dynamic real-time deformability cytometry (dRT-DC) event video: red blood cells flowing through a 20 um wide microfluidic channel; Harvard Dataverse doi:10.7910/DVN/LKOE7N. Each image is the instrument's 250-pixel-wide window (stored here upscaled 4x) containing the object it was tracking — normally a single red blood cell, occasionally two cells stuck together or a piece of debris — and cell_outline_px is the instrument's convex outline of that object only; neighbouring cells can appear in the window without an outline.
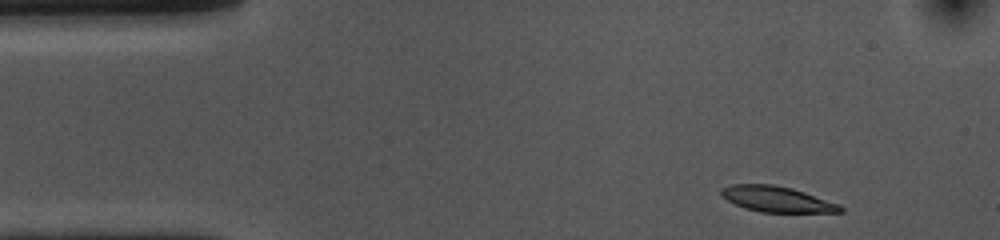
{"species": "common noctule bat (a hibernating species)", "species_latin": "Nyctalus noctula", "temperature_condition": "cold", "stored_images_in_passage": 45, "camera_frame_rate_fps": 3000, "um_per_image_px": 0.085, "animal": {"sex": "female", "body_mass_g": 10.0, "forearm_length_mm": 53.1}, "frame": {"image": 1, "passage_image": 1, "time_ms": 0.0, "image_size_px": [1000, 240], "cell_outline_px": [[844, 212], [760, 212], [744, 208], [720, 196], [720, 188], [732, 184], [772, 184], [792, 188], [840, 204], [844, 208]], "centroid_in_image_um": [66.02, 16.92], "position_along_channel_um": 19.0, "area_um2": 17.86}}
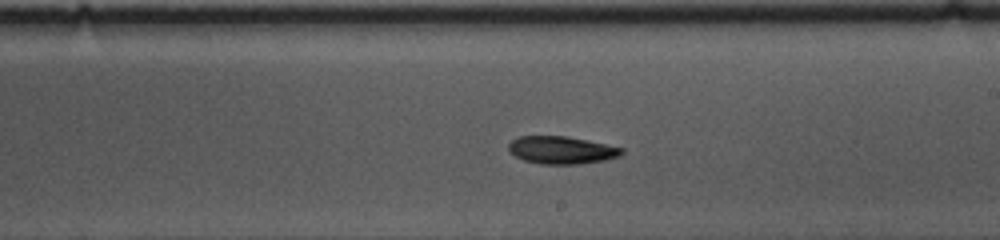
{"frame": {"image": 2, "passage_image": 25, "time_ms": 8.0, "image_size_px": [1000, 240], "cell_outline_px": [[624, 152], [620, 156], [604, 160], [580, 164], [540, 164], [524, 160], [516, 156], [508, 148], [508, 144], [512, 140], [520, 136], [568, 136], [624, 148]], "centroid_in_image_um": [47.75, 12.75], "position_along_channel_um": 241.2, "area_um2": 18.15}}
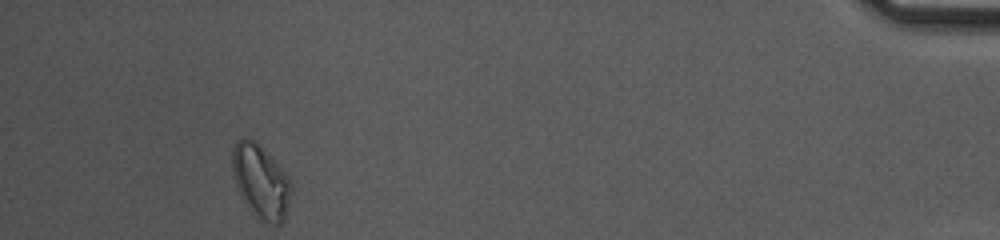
{"frame": {"image": 3, "passage_image": 45, "time_ms": 14.667, "image_size_px": [1000, 240], "cell_outline_px": [[292, 192], [284, 220], [280, 224], [272, 224], [256, 220], [240, 196], [232, 176], [232, 148], [236, 140], [244, 136], [256, 140], [288, 176], [292, 184]], "centroid_in_image_um": [22.14, 15.43], "position_along_channel_um": 413.1, "area_um2": 25.89}, "authors_computed_cell_mechanics": {"area_um2": 18.8428, "velocity_mm_per_s": 3.6464, "shape_relaxation_time_tau1_ms": 3.5945, "shape_relaxation_time_tau2_ms": null, "deformation_change_tau1": 0.1225, "deformation_change_tau2": null}}